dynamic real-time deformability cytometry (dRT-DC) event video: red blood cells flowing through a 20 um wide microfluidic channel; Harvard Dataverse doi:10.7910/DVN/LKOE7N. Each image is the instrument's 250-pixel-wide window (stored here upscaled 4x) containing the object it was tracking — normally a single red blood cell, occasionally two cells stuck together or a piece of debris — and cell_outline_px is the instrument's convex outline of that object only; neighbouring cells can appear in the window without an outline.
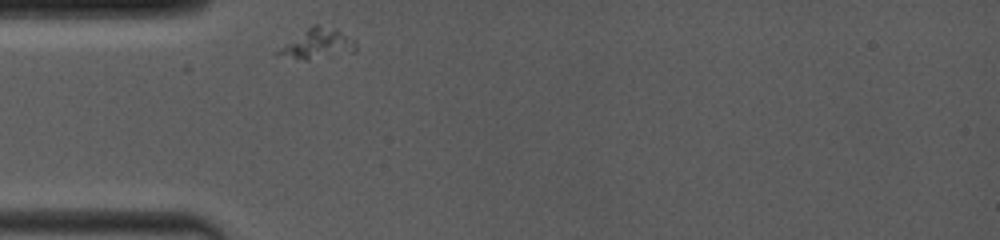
{"species": "common noctule bat (a hibernating species)", "species_latin": "Nyctalus noctula", "temperature_condition": "room temperature", "stored_images_in_passage": 11, "camera_frame_rate_fps": 4000, "um_per_image_px": 0.085, "animal": {"sex": "female", "body_mass_g": 19.0, "forearm_length_mm": 53.3}, "frame": {"image": 1, "passage_image": 1, "time_ms": 0.0, "image_size_px": [1000, 240], "cell_outline_px": [[356, 52], [308, 60], [304, 60], [276, 56], [276, 52], [312, 24], [316, 24], [356, 40]], "centroid_in_image_um": [26.99, 3.78], "position_along_channel_um": 58.0, "area_um2": 13.06}}
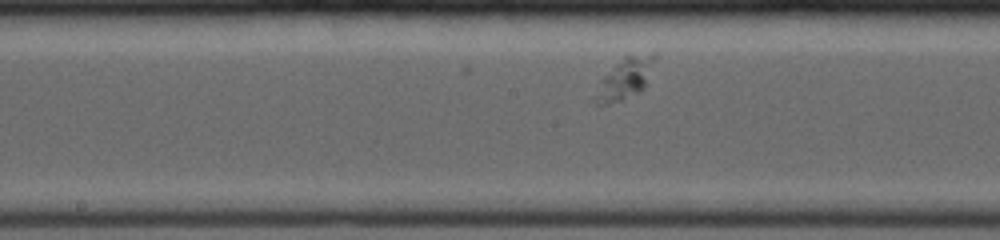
{"frame": {"image": 2, "passage_image": 7, "time_ms": 3.75, "image_size_px": [1000, 240], "cell_outline_px": [[656, 56], [644, 88], [620, 100], [608, 104], [592, 104], [600, 80], [628, 52], [656, 52]], "centroid_in_image_um": [53.13, 6.61], "position_along_channel_um": 195.1, "area_um2": 14.22}}
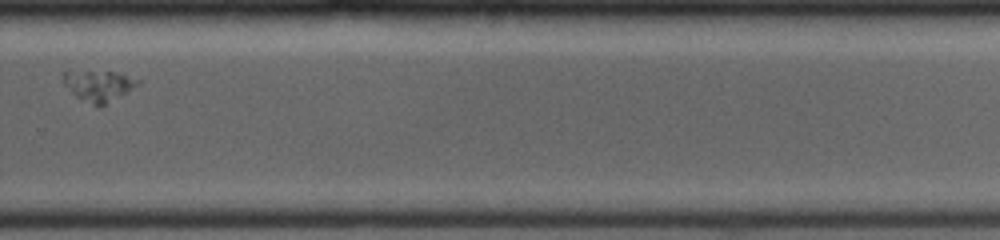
{"frame": {"image": 3, "passage_image": 11, "time_ms": 7.0, "image_size_px": [1000, 240], "cell_outline_px": [[140, 80], [136, 84], [124, 92], [104, 104], [92, 104], [76, 96], [64, 84], [64, 72], [112, 72]], "centroid_in_image_um": [8.32, 7.27], "position_along_channel_um": 321.5, "area_um2": 12.2}}